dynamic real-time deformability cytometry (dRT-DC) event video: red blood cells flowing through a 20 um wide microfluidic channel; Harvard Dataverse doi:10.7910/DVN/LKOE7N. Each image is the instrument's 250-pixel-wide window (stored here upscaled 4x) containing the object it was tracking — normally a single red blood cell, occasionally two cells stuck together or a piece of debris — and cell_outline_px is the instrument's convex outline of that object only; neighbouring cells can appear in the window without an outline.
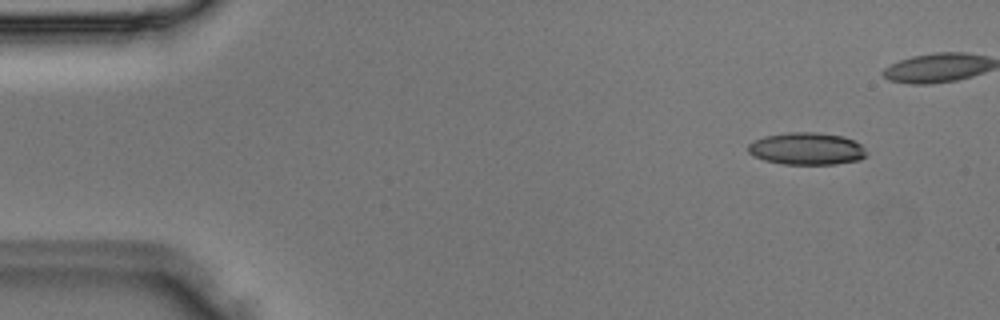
{"species": "Egyptian fruit bat (a non-hibernating species)", "species_latin": "Rousettus aegyptiacus", "temperature_condition": "room temperature", "stored_images_in_passage": 4, "camera_frame_rate_fps": 3000, "um_per_image_px": 0.085, "animal": {"sex": "male"}, "frame": {"image": 1, "passage_image": 1, "time_ms": 0.0, "image_size_px": [1000, 320], "cell_outline_px": [[864, 156], [860, 160], [836, 164], [784, 164], [764, 160], [752, 156], [748, 152], [748, 144], [764, 136], [788, 132], [816, 132], [844, 136], [860, 144], [864, 148]], "centroid_in_image_um": [68.54, 12.64], "position_along_channel_um": 16.5, "area_um2": 22.2}}
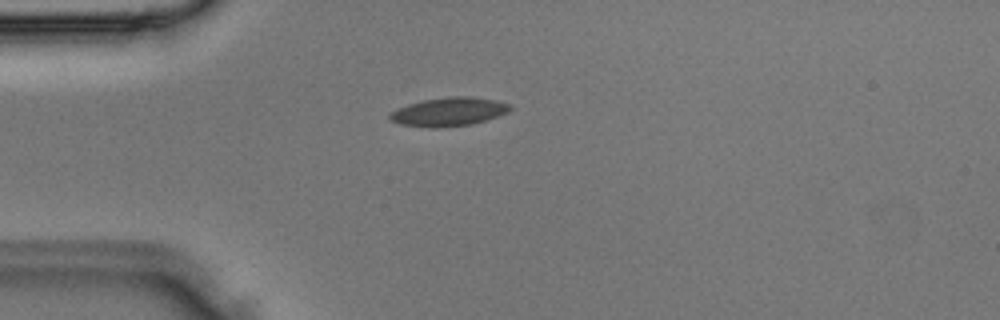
{"frame": {"image": 2, "passage_image": 4, "time_ms": 1.0, "image_size_px": [1000, 320], "cell_outline_px": [[512, 108], [508, 112], [472, 124], [400, 124], [392, 120], [388, 116], [396, 108], [408, 104], [424, 100], [448, 96], [472, 96], [496, 100], [508, 104]], "centroid_in_image_um": [38.2, 9.42], "position_along_channel_um": 46.8, "area_um2": 18.84}}